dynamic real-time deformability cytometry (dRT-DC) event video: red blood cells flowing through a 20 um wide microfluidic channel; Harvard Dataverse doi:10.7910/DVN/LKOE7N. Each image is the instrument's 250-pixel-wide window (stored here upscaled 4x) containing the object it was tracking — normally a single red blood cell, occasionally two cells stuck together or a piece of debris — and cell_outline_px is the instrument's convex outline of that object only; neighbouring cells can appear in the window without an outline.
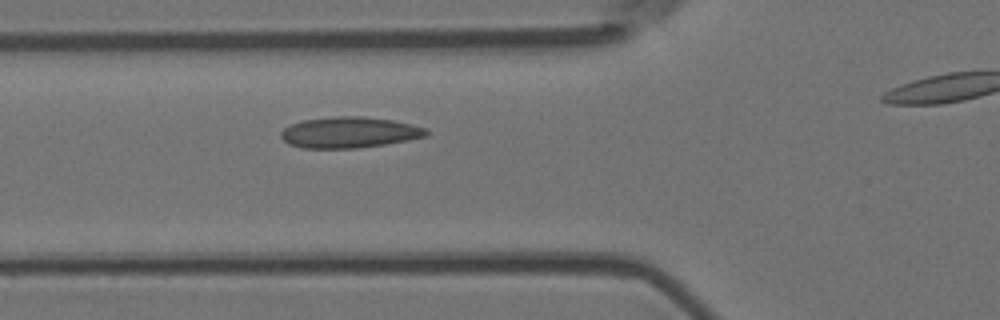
{"species": "Egyptian fruit bat (a non-hibernating species)", "species_latin": "Rousettus aegyptiacus", "temperature_condition": "room temperature", "stored_images_in_passage": 5, "camera_frame_rate_fps": 3000, "um_per_image_px": 0.085, "animal": {"sex": "female"}, "frame": {"image": 1, "passage_image": 4, "time_ms": 1.0, "image_size_px": [1000, 320], "cell_outline_px": [[428, 136], [408, 140], [384, 144], [356, 148], [304, 148], [288, 144], [280, 136], [280, 132], [284, 128], [292, 124], [304, 120], [336, 116], [364, 116], [392, 120], [412, 124], [428, 128]], "centroid_in_image_um": [29.71, 11.25], "position_along_channel_um": 96.1, "area_um2": 26.24}}